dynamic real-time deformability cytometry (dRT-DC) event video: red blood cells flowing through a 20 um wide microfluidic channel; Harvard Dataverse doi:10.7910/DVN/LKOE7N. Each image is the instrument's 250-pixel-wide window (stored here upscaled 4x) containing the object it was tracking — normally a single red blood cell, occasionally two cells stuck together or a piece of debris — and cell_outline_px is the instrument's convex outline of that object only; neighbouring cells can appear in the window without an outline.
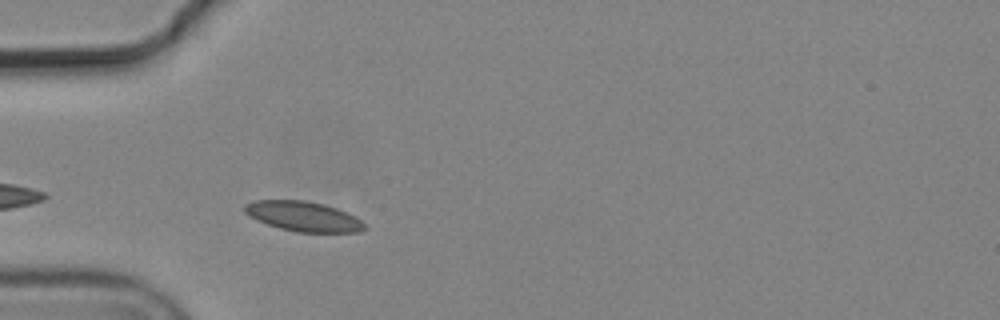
{"species": "common noctule bat (a hibernating species)", "species_latin": "Nyctalus noctula", "temperature_condition": "cold", "stored_images_in_passage": 1, "camera_frame_rate_fps": 3000, "um_per_image_px": 0.085, "animal": {"sex": "male", "body_mass_g": 19.2, "forearm_length_mm": 51.8}, "frame": {"image": 1, "passage_image": 1, "time_ms": 0.0, "image_size_px": [1000, 320], "cell_outline_px": [[364, 228], [360, 232], [296, 232], [280, 228], [256, 220], [248, 216], [244, 212], [244, 204], [256, 200], [304, 200], [324, 204], [336, 208], [356, 216], [364, 224]], "centroid_in_image_um": [25.75, 18.38], "position_along_channel_um": 59.2, "area_um2": 20.87}}